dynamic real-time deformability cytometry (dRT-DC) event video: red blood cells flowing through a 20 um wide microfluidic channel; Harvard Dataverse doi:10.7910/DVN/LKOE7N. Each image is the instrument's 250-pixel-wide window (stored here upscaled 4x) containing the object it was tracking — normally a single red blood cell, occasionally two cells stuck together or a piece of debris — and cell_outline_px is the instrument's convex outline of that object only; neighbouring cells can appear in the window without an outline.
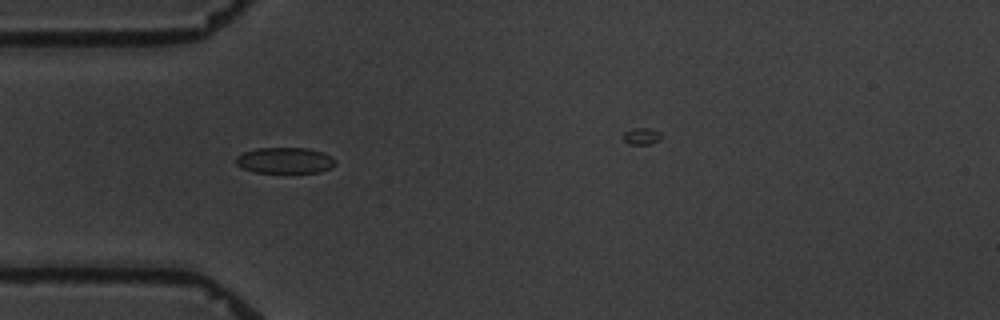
{"species": "common noctule bat (a hibernating species)", "species_latin": "Nyctalus noctula", "temperature_condition": "warm", "stored_images_in_passage": 2, "camera_frame_rate_fps": 3000, "um_per_image_px": 0.085, "animal": {"sex": "male", "body_mass_g": 19.5, "forearm_length_mm": 54.6}, "frame": {"image": 1, "passage_image": 1, "time_ms": 0.0, "image_size_px": [1000, 320], "cell_outline_px": [[336, 164], [320, 172], [256, 172], [244, 168], [236, 164], [236, 156], [244, 152], [256, 148], [308, 148], [324, 152], [332, 156], [336, 160]], "centroid_in_image_um": [24.25, 13.62], "position_along_channel_um": 60.8, "area_um2": 14.97}}
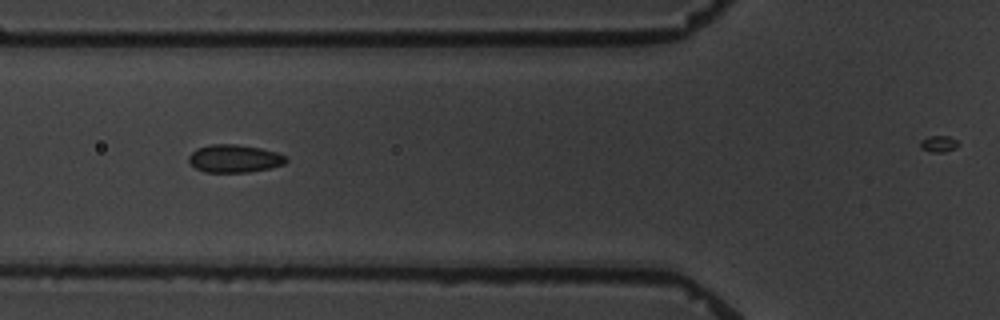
{"frame": {"image": 2, "passage_image": 2, "time_ms": 1.333, "image_size_px": [1000, 320], "cell_outline_px": [[288, 160], [284, 164], [272, 168], [248, 172], [204, 172], [196, 168], [188, 160], [188, 156], [196, 148], [212, 144], [236, 144], [260, 148], [276, 152], [288, 156]], "centroid_in_image_um": [19.95, 13.48], "position_along_channel_um": 105.9, "area_um2": 15.9}}